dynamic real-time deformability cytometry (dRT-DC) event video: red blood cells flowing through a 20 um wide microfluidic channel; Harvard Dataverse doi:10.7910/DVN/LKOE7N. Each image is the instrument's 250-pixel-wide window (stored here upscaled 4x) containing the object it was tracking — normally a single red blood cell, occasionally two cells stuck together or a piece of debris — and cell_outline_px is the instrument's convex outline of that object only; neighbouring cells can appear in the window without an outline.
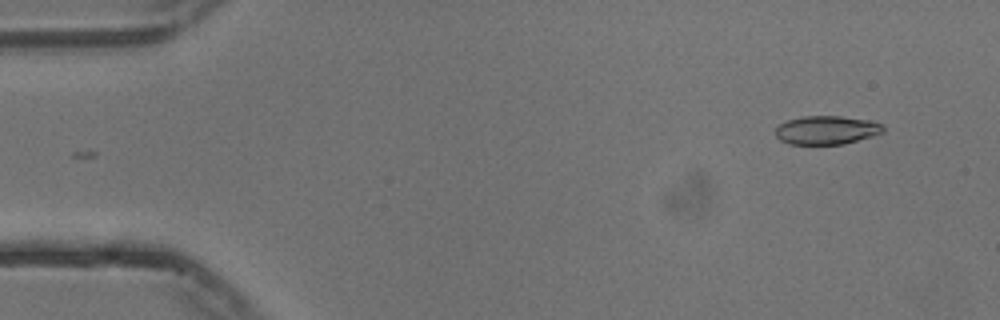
{"species": "common noctule bat (a hibernating species)", "species_latin": "Nyctalus noctula", "temperature_condition": "cold", "stored_images_in_passage": 8, "camera_frame_rate_fps": 3000, "um_per_image_px": 0.085, "animal": {"sex": "male", "body_mass_g": 13.3}, "frame": {"image": 1, "passage_image": 1, "time_ms": 0.0, "image_size_px": [1000, 320], "cell_outline_px": [[884, 132], [872, 136], [844, 144], [788, 144], [780, 140], [776, 136], [776, 128], [780, 124], [788, 120], [804, 116], [840, 116], [872, 120], [884, 124]], "centroid_in_image_um": [70.3, 11.05], "position_along_channel_um": 14.7, "area_um2": 18.03}}